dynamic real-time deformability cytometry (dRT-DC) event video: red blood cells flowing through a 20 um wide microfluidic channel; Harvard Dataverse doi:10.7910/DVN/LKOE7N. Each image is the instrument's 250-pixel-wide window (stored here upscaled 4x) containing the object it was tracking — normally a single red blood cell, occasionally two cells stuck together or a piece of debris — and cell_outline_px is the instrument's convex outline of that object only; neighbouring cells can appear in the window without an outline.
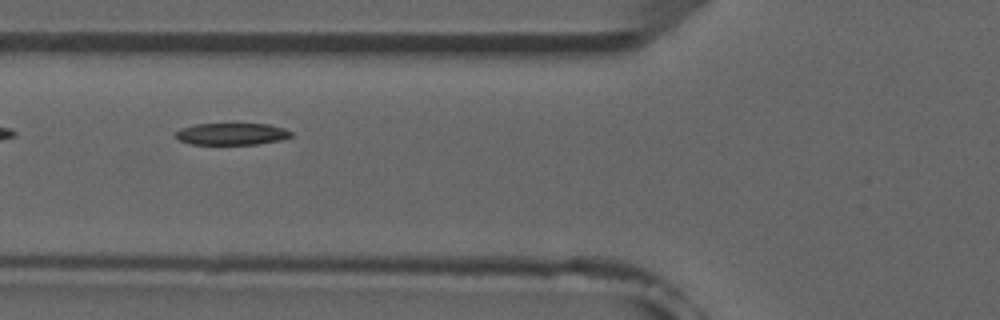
{"species": "common noctule bat (a hibernating species)", "species_latin": "Nyctalus noctula", "temperature_condition": "room temperature", "stored_images_in_passage": 7, "camera_frame_rate_fps": 3000, "um_per_image_px": 0.085, "animal": {"sex": "male", "forearm_length_mm": 52.5}, "frame": {"image": 1, "passage_image": 6, "time_ms": 6.0, "image_size_px": [1000, 320], "cell_outline_px": [[292, 136], [280, 140], [260, 144], [192, 144], [180, 140], [176, 136], [176, 132], [180, 128], [196, 124], [268, 124], [284, 128], [292, 132]], "centroid_in_image_um": [19.72, 11.38], "position_along_channel_um": 106.1, "area_um2": 14.62}}
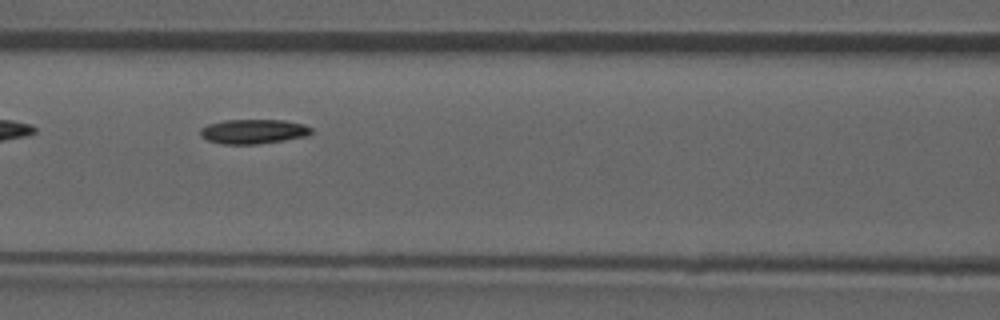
{"frame": {"image": 2, "passage_image": 7, "time_ms": 7.0, "image_size_px": [1000, 320], "cell_outline_px": [[312, 132], [308, 136], [284, 140], [256, 144], [224, 144], [208, 140], [200, 136], [200, 128], [208, 124], [224, 120], [284, 120], [304, 124], [312, 128]], "centroid_in_image_um": [21.54, 11.17], "position_along_channel_um": 145.1, "area_um2": 15.9}}